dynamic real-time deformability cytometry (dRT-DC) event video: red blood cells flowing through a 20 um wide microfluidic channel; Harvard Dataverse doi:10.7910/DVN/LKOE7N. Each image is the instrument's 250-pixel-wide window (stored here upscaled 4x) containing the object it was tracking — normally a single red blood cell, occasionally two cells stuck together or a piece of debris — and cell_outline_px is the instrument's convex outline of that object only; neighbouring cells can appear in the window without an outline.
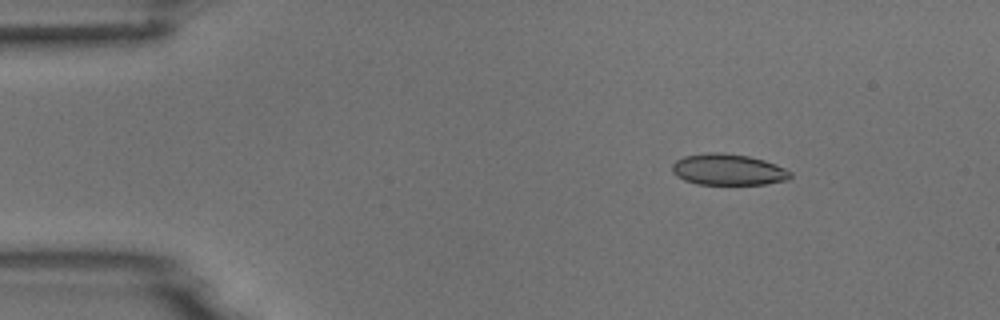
{"species": "common noctule bat (a hibernating species)", "species_latin": "Nyctalus noctula", "temperature_condition": "room temperature", "stored_images_in_passage": 3, "camera_frame_rate_fps": 3000, "um_per_image_px": 0.085, "animal": {"sex": "male", "body_mass_g": 18.8}, "frame": {"image": 1, "passage_image": 1, "time_ms": 0.0, "image_size_px": [1000, 320], "cell_outline_px": [[792, 176], [788, 180], [764, 184], [696, 184], [684, 180], [676, 176], [672, 172], [672, 164], [676, 160], [684, 156], [708, 152], [724, 152], [748, 156], [764, 160], [776, 164], [792, 172]], "centroid_in_image_um": [61.88, 14.41], "position_along_channel_um": 23.1, "area_um2": 21.68}}